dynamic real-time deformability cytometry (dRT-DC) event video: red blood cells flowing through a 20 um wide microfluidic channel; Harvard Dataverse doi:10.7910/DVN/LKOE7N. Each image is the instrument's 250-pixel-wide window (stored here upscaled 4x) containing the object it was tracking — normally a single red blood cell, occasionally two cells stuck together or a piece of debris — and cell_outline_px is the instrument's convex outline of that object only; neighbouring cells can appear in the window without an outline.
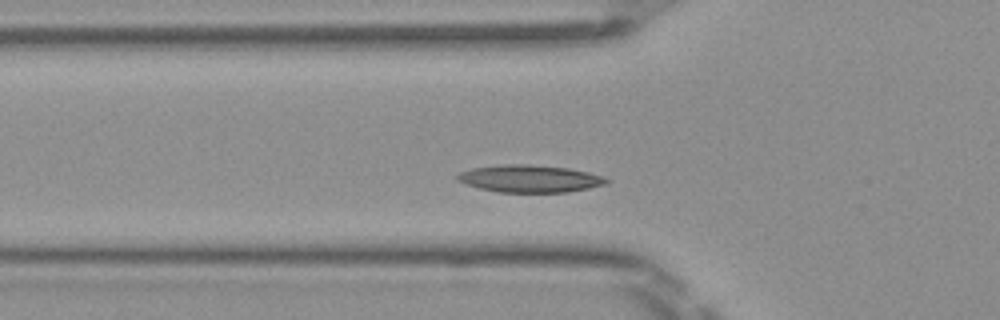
{"species": "Egyptian fruit bat (a non-hibernating species)", "species_latin": "Rousettus aegyptiacus", "temperature_condition": "room temperature", "stored_images_in_passage": 45, "camera_frame_rate_fps": 3000, "um_per_image_px": 0.085, "frame": {"image": 1, "passage_image": 10, "time_ms": 3.0, "image_size_px": [1000, 320], "cell_outline_px": [[608, 184], [568, 192], [496, 192], [480, 188], [456, 180], [456, 176], [460, 172], [472, 168], [504, 164], [528, 164], [568, 168], [588, 172], [604, 176], [608, 180]], "centroid_in_image_um": [45.04, 15.18], "position_along_channel_um": 80.8, "area_um2": 23.7}}
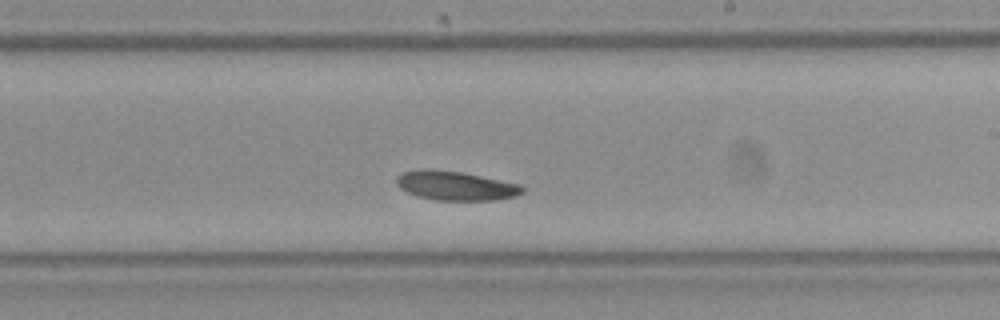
{"frame": {"image": 2, "passage_image": 23, "time_ms": 7.333, "image_size_px": [1000, 320], "cell_outline_px": [[524, 192], [516, 196], [500, 200], [436, 200], [420, 196], [408, 192], [400, 188], [396, 184], [396, 176], [400, 172], [460, 172], [520, 184], [524, 188]], "centroid_in_image_um": [38.82, 15.84], "position_along_channel_um": 250.2, "area_um2": 20.52}}
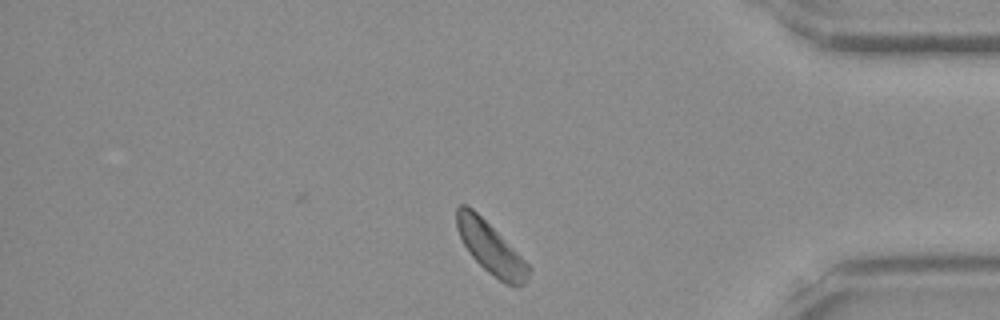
{"frame": {"image": 3, "passage_image": 36, "time_ms": 11.667, "image_size_px": [1000, 320], "cell_outline_px": [[532, 268], [524, 284], [516, 288], [500, 280], [488, 272], [472, 256], [464, 244], [456, 228], [456, 208], [460, 204], [464, 204], [472, 208]], "centroid_in_image_um": [41.69, 21.1], "position_along_channel_um": 393.5, "area_um2": 20.92}, "authors_computed_cell_mechanics": {"area_um2": 21.6172, "velocity_mm_per_s": 3.9112, "shape_relaxation_time_tau1_ms": 2.8501, "shape_relaxation_time_tau2_ms": null, "deformation_change_tau1": 0.0495, "deformation_change_tau2": null}}